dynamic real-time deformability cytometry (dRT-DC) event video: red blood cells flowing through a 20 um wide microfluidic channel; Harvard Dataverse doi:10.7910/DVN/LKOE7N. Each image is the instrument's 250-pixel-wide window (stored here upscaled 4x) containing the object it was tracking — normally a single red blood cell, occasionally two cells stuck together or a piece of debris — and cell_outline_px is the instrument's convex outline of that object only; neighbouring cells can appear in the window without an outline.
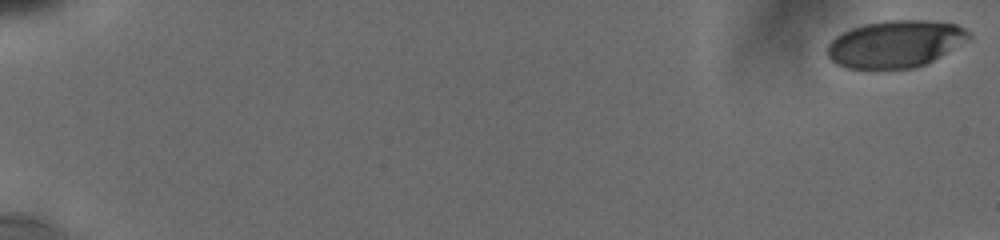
{"species": "human", "species_latin": "Homo sapiens", "temperature_condition": "cold", "stored_images_in_passage": 51, "camera_frame_rate_fps": 3000, "um_per_image_px": 0.085, "donor": {"sex": "male"}, "frame": {"image": 1, "passage_image": 1, "time_ms": 0.0, "image_size_px": [1000, 240], "cell_outline_px": [[972, 36], [968, 40], [932, 60], [916, 68], [848, 68], [836, 64], [828, 56], [828, 44], [836, 36], [852, 28], [864, 24], [888, 20], [924, 20], [956, 24], [964, 28]], "centroid_in_image_um": [76.1, 3.72], "position_along_channel_um": 8.9, "area_um2": 38.38}}
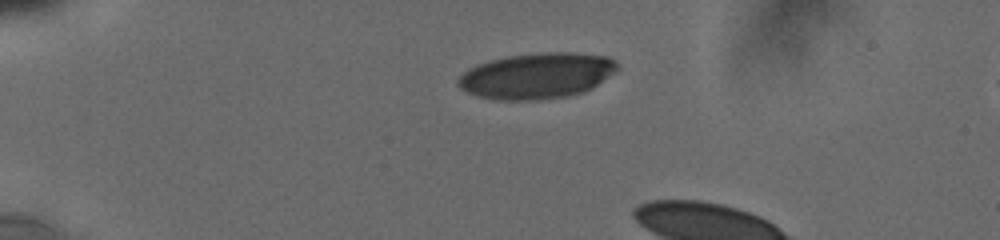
{"frame": {"image": 2, "passage_image": 37, "time_ms": 4.667, "image_size_px": [1000, 240], "cell_outline_px": [[620, 68], [616, 72], [592, 88], [584, 92], [568, 96], [536, 100], [496, 100], [476, 96], [460, 88], [456, 84], [456, 80], [468, 68], [476, 64], [508, 56], [544, 52], [568, 52], [608, 56], [616, 60]], "centroid_in_image_um": [45.65, 6.44], "position_along_channel_um": 39.4, "area_um2": 42.83}}